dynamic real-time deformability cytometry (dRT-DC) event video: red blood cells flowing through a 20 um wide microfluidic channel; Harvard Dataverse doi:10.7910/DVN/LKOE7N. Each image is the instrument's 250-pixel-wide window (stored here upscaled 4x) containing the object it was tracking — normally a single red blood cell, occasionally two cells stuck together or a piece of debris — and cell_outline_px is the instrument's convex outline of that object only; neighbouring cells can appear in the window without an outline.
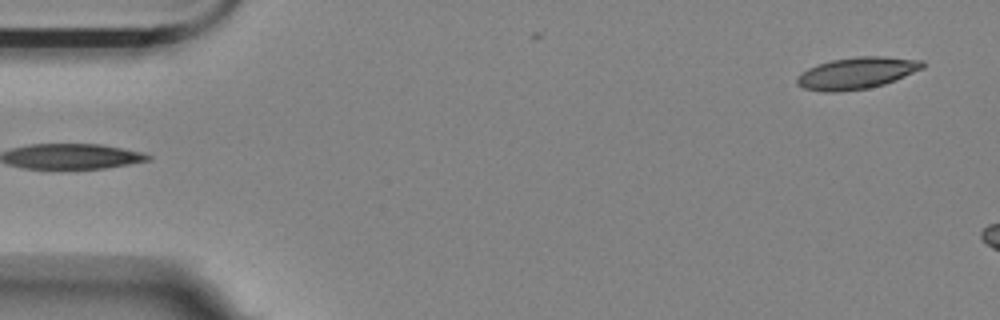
{"species": "Egyptian fruit bat (a non-hibernating species)", "species_latin": "Rousettus aegyptiacus", "temperature_condition": "room temperature", "stored_images_in_passage": 3, "camera_frame_rate_fps": 3000, "um_per_image_px": 0.085, "animal": {"sex": "female"}, "frame": {"image": 1, "passage_image": 1, "time_ms": 0.0, "image_size_px": [1000, 320], "cell_outline_px": [[924, 68], [896, 80], [884, 84], [868, 88], [840, 92], [824, 92], [804, 88], [796, 84], [796, 76], [800, 72], [816, 64], [832, 60], [856, 56], [884, 56], [924, 60]], "centroid_in_image_um": [72.81, 6.21], "position_along_channel_um": 12.2, "area_um2": 23.52}}